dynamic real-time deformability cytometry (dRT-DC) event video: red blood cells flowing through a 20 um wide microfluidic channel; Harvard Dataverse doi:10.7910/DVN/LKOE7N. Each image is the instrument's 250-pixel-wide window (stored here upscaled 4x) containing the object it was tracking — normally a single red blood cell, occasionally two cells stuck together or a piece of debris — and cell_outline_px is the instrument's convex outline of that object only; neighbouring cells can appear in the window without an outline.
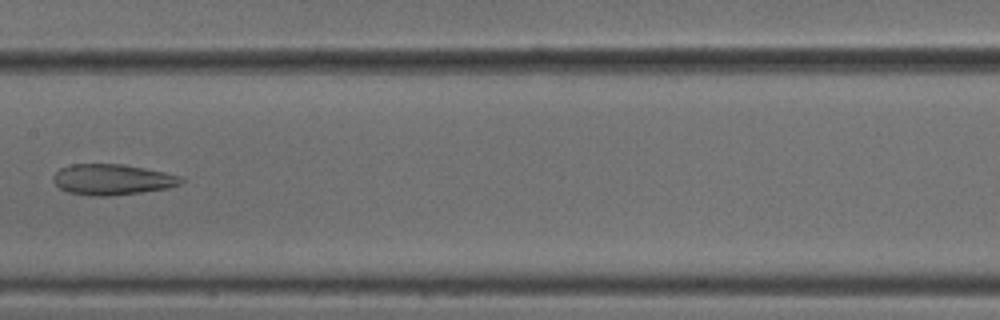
{"species": "common noctule bat (a hibernating species)", "species_latin": "Nyctalus noctula", "temperature_condition": "cold", "stored_images_in_passage": 7, "camera_frame_rate_fps": 3000, "um_per_image_px": 0.085, "animal": {"sex": "male", "body_mass_g": 18.8}, "frame": {"image": 1, "passage_image": 7, "time_ms": 2.0, "image_size_px": [1000, 320], "cell_outline_px": [[184, 180], [180, 184], [168, 188], [140, 192], [108, 196], [92, 196], [68, 192], [60, 188], [52, 180], [52, 176], [60, 168], [72, 164], [124, 164], [164, 172], [180, 176]], "centroid_in_image_um": [9.52, 15.25], "position_along_channel_um": 197.9, "area_um2": 22.83}}